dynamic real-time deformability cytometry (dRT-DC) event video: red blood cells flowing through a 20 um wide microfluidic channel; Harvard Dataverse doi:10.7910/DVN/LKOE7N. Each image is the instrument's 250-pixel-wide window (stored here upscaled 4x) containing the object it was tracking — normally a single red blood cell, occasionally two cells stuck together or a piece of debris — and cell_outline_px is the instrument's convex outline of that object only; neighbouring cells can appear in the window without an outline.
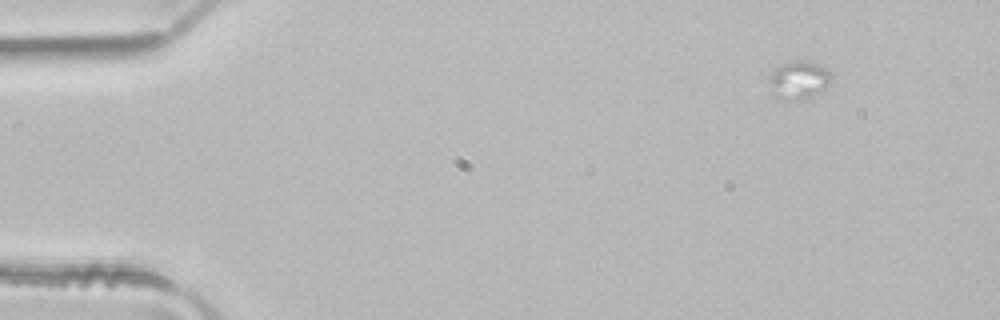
{"species": "common noctule bat (a hibernating species)", "species_latin": "Nyctalus noctula", "temperature_condition": "room temperature", "stored_images_in_passage": 3, "segment_of_instrument_passage": [1, 2], "camera_frame_rate_fps": 3000, "um_per_image_px": 0.085, "animal": {"sex": "male", "body_mass_g": 21.5, "forearm_length_mm": 52.0}, "frame": {"image": 1, "passage_image": 1, "time_ms": 0.0, "image_size_px": [1000, 320], "cell_outline_px": [[832, 80], [824, 92], [800, 100], [780, 100], [768, 92], [768, 80], [772, 72], [776, 68], [784, 64], [796, 60], [808, 60], [828, 68], [832, 72]], "centroid_in_image_um": [67.91, 6.83], "position_along_channel_um": 17.1, "area_um2": 14.51}}